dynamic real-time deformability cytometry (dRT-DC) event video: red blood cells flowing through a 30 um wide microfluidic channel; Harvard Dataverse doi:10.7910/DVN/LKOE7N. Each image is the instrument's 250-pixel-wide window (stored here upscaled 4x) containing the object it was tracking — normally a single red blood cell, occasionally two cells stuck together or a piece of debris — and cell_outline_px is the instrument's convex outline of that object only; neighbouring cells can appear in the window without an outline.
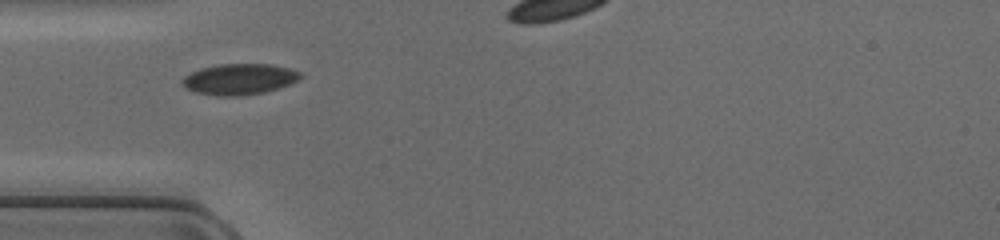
{"species": "common noctule bat (a hibernating species)", "species_latin": "Nyctalus noctula", "temperature_condition": "cold", "stored_images_in_passage": 24, "camera_frame_rate_fps": 3000, "um_per_image_px": 0.085, "animal": {"sex": "female", "body_mass_g": 17.0, "forearm_length_mm": 48.0}, "frame": {"image": 1, "passage_image": 1, "time_ms": 0.0, "image_size_px": [1000, 240], "cell_outline_px": [[304, 76], [300, 80], [264, 92], [240, 96], [220, 96], [196, 92], [184, 88], [180, 84], [180, 80], [184, 76], [200, 68], [220, 64], [272, 64], [288, 68], [300, 72]], "centroid_in_image_um": [20.32, 6.73], "position_along_channel_um": 64.7, "area_um2": 21.39}}
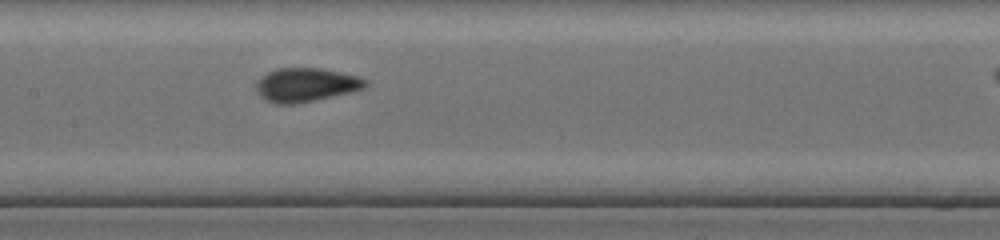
{"frame": {"image": 2, "passage_image": 9, "time_ms": 2.667, "image_size_px": [1000, 240], "cell_outline_px": [[368, 84], [364, 88], [332, 96], [292, 104], [276, 104], [264, 100], [256, 92], [256, 84], [260, 76], [268, 72], [280, 68], [320, 68], [340, 72], [356, 76], [368, 80]], "centroid_in_image_um": [25.96, 7.21], "position_along_channel_um": 181.4, "area_um2": 21.33}}
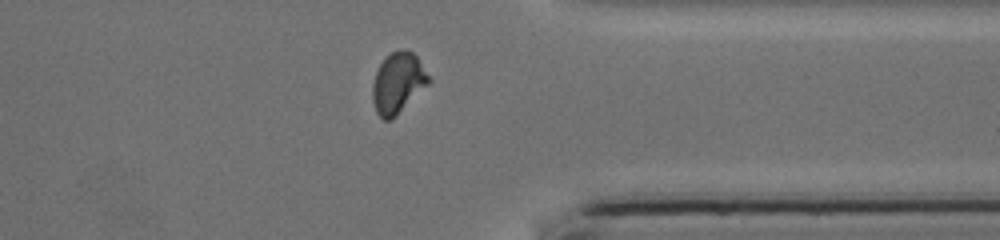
{"frame": {"image": 3, "passage_image": 23, "time_ms": 7.333, "image_size_px": [1000, 240], "cell_outline_px": [[432, 80], [392, 120], [384, 120], [376, 112], [372, 100], [372, 84], [376, 72], [380, 64], [392, 52], [400, 48], [412, 52], [416, 56]], "centroid_in_image_um": [33.81, 7.06], "position_along_channel_um": 377.6, "area_um2": 19.71}}